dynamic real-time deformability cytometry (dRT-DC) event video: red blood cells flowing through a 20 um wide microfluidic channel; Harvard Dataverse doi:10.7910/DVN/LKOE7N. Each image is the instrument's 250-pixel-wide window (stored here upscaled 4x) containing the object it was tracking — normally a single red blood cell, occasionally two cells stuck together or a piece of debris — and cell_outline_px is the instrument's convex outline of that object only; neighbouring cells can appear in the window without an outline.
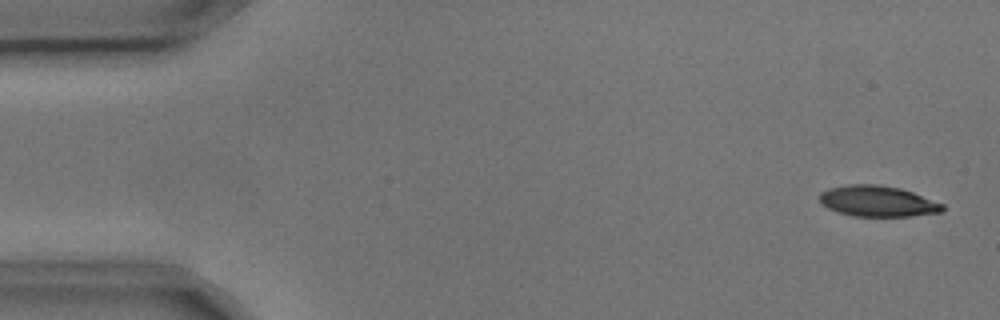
{"species": "common noctule bat (a hibernating species)", "species_latin": "Nyctalus noctula", "temperature_condition": "cold", "stored_images_in_passage": 7, "camera_frame_rate_fps": 3000, "um_per_image_px": 0.085, "animal": {"sex": "male", "body_mass_g": 17.9, "forearm_length_mm": 54.2}, "frame": {"image": 1, "passage_image": 1, "time_ms": 0.0, "image_size_px": [1000, 320], "cell_outline_px": [[944, 212], [912, 216], [852, 216], [828, 208], [820, 200], [820, 192], [828, 188], [848, 184], [876, 184], [900, 188], [912, 192], [944, 204]], "centroid_in_image_um": [74.62, 17.1], "position_along_channel_um": 10.4, "area_um2": 22.08}}
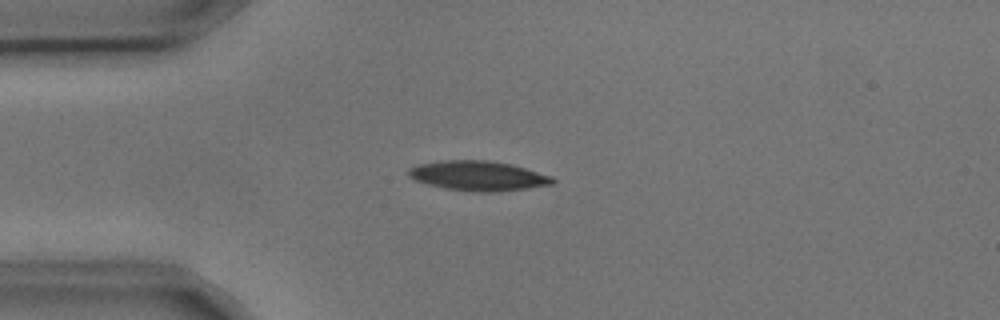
{"frame": {"image": 2, "passage_image": 4, "time_ms": 1.0, "image_size_px": [1000, 320], "cell_outline_px": [[556, 180], [552, 184], [528, 188], [500, 192], [480, 192], [448, 188], [428, 184], [416, 180], [408, 176], [408, 168], [420, 164], [440, 160], [488, 160], [512, 164], [552, 176]], "centroid_in_image_um": [40.67, 14.93], "position_along_channel_um": 44.3, "area_um2": 24.91}}
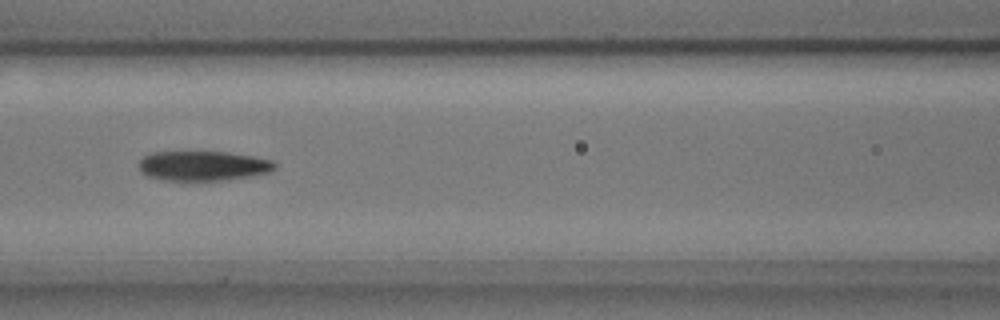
{"frame": {"image": 3, "passage_image": 7, "time_ms": 2.0, "image_size_px": [1000, 320], "cell_outline_px": [[276, 168], [268, 172], [252, 176], [228, 180], [164, 180], [148, 176], [140, 172], [140, 160], [144, 156], [152, 152], [228, 152], [256, 156], [272, 160], [276, 164]], "centroid_in_image_um": [17.3, 14.09], "position_along_channel_um": 149.3, "area_um2": 23.64}}